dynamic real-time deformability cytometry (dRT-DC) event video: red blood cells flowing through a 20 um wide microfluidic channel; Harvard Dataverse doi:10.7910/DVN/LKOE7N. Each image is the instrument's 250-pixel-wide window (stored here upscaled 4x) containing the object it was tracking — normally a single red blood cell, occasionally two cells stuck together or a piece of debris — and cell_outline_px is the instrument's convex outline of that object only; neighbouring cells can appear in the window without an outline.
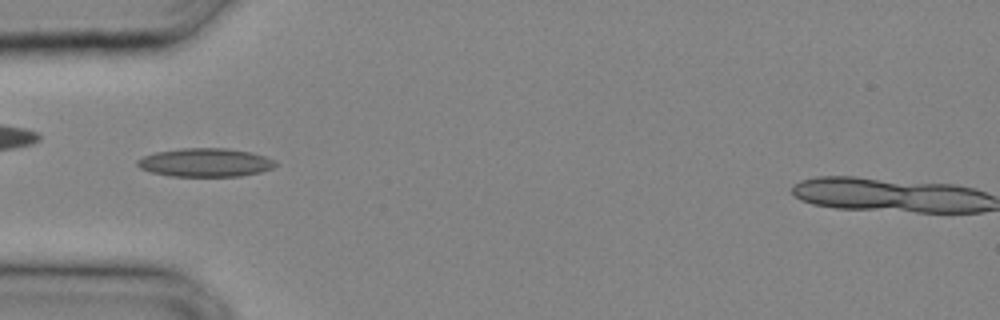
{"species": "common noctule bat (a hibernating species)", "species_latin": "Nyctalus noctula", "temperature_condition": "cold", "stored_images_in_passage": 29, "camera_frame_rate_fps": 3000, "um_per_image_px": 0.085, "animal": {"sex": "male", "body_mass_g": 20.4}, "frame": {"image": 1, "passage_image": 9, "time_ms": 2.667, "image_size_px": [1000, 320], "cell_outline_px": [[280, 164], [272, 168], [260, 172], [240, 176], [172, 176], [152, 172], [140, 168], [136, 164], [136, 160], [144, 156], [156, 152], [180, 148], [224, 148], [252, 152], [264, 156]], "centroid_in_image_um": [17.45, 13.81], "position_along_channel_um": 67.5, "area_um2": 22.89}}
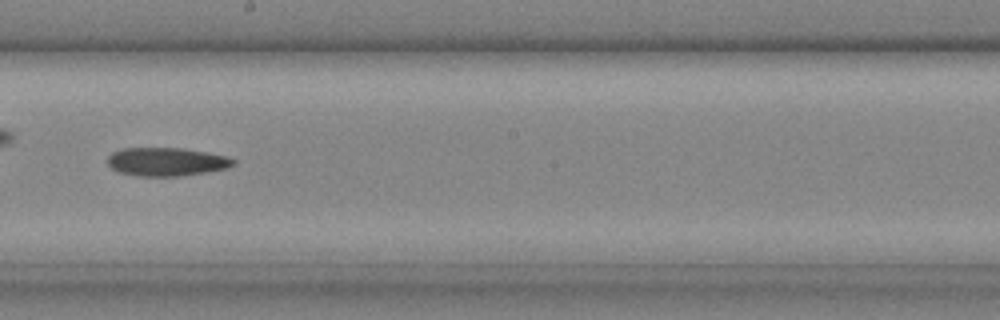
{"frame": {"image": 2, "passage_image": 17, "time_ms": 5.333, "image_size_px": [1000, 320], "cell_outline_px": [[236, 164], [228, 168], [180, 176], [136, 176], [120, 172], [112, 168], [108, 164], [108, 156], [112, 152], [124, 148], [180, 148], [228, 156], [236, 160]], "centroid_in_image_um": [14.16, 13.75], "position_along_channel_um": 234.0, "area_um2": 20.75}}